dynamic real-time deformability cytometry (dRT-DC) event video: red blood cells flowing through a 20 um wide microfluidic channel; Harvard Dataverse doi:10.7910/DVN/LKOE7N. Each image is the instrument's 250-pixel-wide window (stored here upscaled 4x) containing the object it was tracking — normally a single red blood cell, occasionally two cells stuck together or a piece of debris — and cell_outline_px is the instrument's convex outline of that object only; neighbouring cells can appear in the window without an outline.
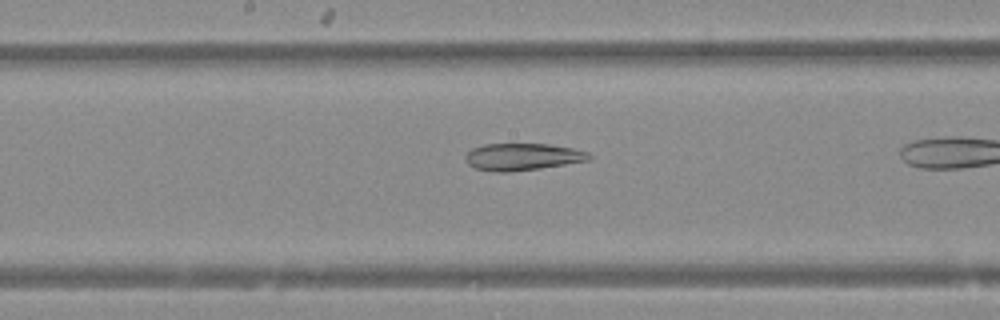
{"species": "Egyptian fruit bat (a non-hibernating species)", "species_latin": "Rousettus aegyptiacus", "temperature_condition": "warm", "stored_images_in_passage": 33, "camera_frame_rate_fps": 3000, "um_per_image_px": 0.085, "animal": {"sex": "female"}, "frame": {"image": 1, "passage_image": 19, "time_ms": 6.0, "image_size_px": [1000, 320], "cell_outline_px": [[592, 160], [540, 168], [508, 172], [496, 172], [476, 168], [468, 164], [464, 156], [472, 148], [484, 144], [548, 144], [572, 148], [588, 152], [592, 156]], "centroid_in_image_um": [44.43, 13.33], "position_along_channel_um": 203.8, "area_um2": 19.48}}